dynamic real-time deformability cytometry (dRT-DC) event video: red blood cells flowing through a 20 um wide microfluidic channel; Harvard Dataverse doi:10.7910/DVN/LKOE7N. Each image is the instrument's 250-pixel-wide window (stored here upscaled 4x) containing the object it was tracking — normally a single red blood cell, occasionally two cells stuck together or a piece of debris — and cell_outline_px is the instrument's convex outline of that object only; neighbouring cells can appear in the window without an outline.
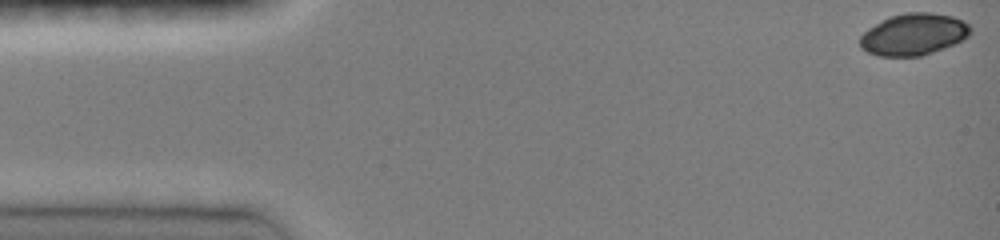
{"species": "common noctule bat (a hibernating species)", "species_latin": "Nyctalus noctula", "temperature_condition": "room temperature", "stored_images_in_passage": 45, "camera_frame_rate_fps": 3000, "um_per_image_px": 0.085, "animal": {"sex": "female", "body_mass_g": 19.0, "forearm_length_mm": 51.5}, "frame": {"image": 1, "passage_image": 1, "time_ms": 0.0, "image_size_px": [1000, 240], "cell_outline_px": [[972, 32], [968, 36], [944, 48], [920, 56], [880, 56], [868, 52], [860, 48], [860, 36], [868, 28], [888, 16], [908, 12], [928, 12], [952, 16], [964, 20], [972, 28]], "centroid_in_image_um": [77.65, 2.91], "position_along_channel_um": 7.4, "area_um2": 26.88}}
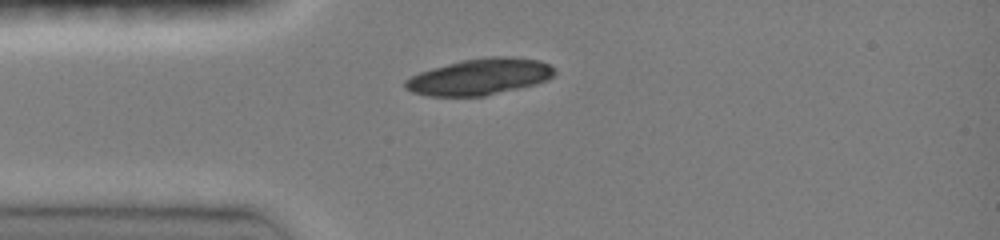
{"frame": {"image": 2, "passage_image": 12, "time_ms": 3.667, "image_size_px": [1000, 240], "cell_outline_px": [[556, 72], [548, 80], [536, 84], [484, 96], [428, 96], [412, 92], [404, 88], [404, 80], [420, 72], [432, 68], [464, 60], [492, 56], [508, 56], [540, 60], [556, 68]], "centroid_in_image_um": [40.79, 6.53], "position_along_channel_um": 44.2, "area_um2": 31.56}}
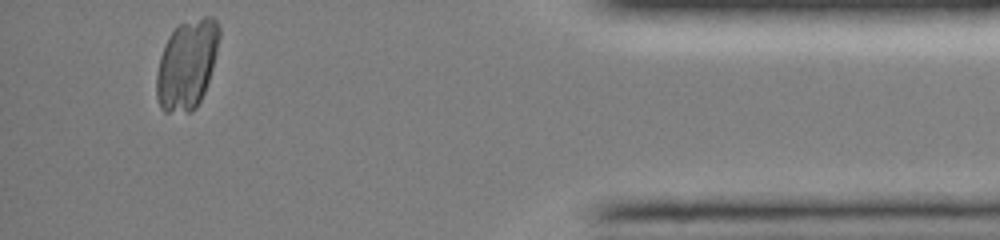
{"frame": {"image": 3, "passage_image": 44, "time_ms": 14.333, "image_size_px": [1000, 240], "cell_outline_px": [[220, 36], [212, 68], [204, 92], [196, 108], [192, 112], [164, 112], [160, 108], [156, 96], [156, 76], [160, 56], [164, 44], [168, 36], [180, 24], [204, 16], [212, 16], [216, 20], [220, 28]], "centroid_in_image_um": [15.87, 5.49], "position_along_channel_um": 419.3, "area_um2": 32.66}}